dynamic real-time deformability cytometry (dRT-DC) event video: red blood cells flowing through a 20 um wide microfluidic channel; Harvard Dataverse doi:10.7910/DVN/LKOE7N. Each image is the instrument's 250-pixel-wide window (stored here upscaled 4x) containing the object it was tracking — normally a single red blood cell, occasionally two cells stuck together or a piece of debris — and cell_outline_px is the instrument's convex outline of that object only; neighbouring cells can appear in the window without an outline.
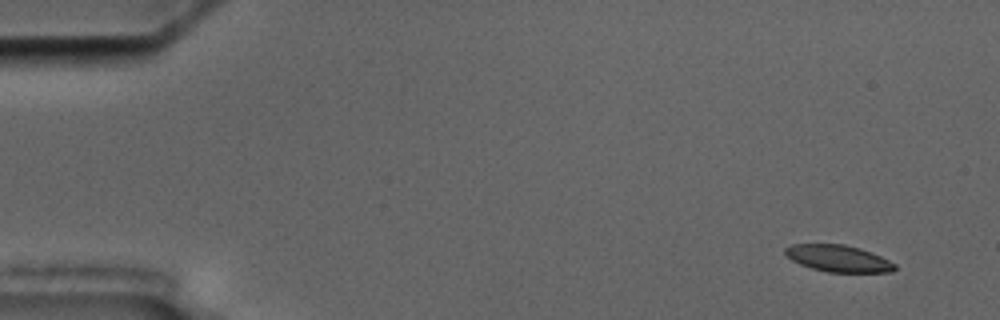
{"species": "common noctule bat (a hibernating species)", "species_latin": "Nyctalus noctula", "temperature_condition": "cold", "stored_images_in_passage": 6, "camera_frame_rate_fps": 3000, "um_per_image_px": 0.085, "animal": {"sex": "male", "body_mass_g": 17.5, "forearm_length_mm": 52.3}, "frame": {"image": 1, "passage_image": 1, "time_ms": 0.0, "image_size_px": [1000, 320], "cell_outline_px": [[896, 268], [892, 272], [828, 272], [812, 268], [800, 264], [792, 260], [784, 252], [784, 248], [792, 244], [844, 244], [860, 248], [880, 256], [896, 264]], "centroid_in_image_um": [71.25, 21.96], "position_along_channel_um": 13.7, "area_um2": 16.99}}
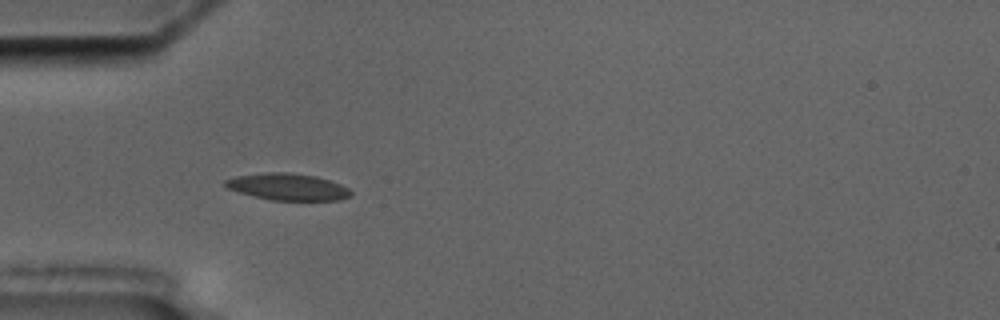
{"frame": {"image": 2, "passage_image": 5, "time_ms": 4.667, "image_size_px": [1000, 320], "cell_outline_px": [[352, 196], [340, 200], [272, 200], [240, 192], [228, 188], [224, 184], [224, 180], [236, 176], [268, 172], [288, 172], [316, 176], [340, 184], [348, 188], [352, 192]], "centroid_in_image_um": [24.49, 15.88], "position_along_channel_um": 60.5, "area_um2": 19.42}}